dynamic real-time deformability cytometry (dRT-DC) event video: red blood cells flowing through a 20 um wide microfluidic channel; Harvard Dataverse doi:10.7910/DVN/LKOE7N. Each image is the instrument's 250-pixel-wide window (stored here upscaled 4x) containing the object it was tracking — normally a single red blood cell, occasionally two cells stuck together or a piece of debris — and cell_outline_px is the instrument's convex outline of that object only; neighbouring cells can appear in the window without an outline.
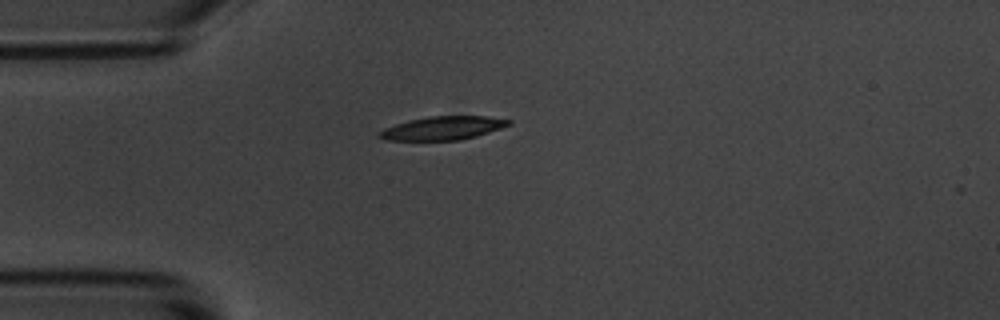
{"species": "common noctule bat (a hibernating species)", "species_latin": "Nyctalus noctula", "temperature_condition": "room temperature", "stored_images_in_passage": 2, "camera_frame_rate_fps": 3000, "um_per_image_px": 0.085, "animal": {"sex": "male", "body_mass_g": 20.1, "forearm_length_mm": 53.5}, "frame": {"image": 1, "passage_image": 1, "time_ms": 0.0, "image_size_px": [1000, 320], "cell_outline_px": [[512, 124], [476, 136], [460, 140], [388, 140], [376, 136], [384, 128], [408, 120], [428, 116], [484, 116], [512, 120]], "centroid_in_image_um": [37.64, 10.88], "position_along_channel_um": 47.4, "area_um2": 17.57}}